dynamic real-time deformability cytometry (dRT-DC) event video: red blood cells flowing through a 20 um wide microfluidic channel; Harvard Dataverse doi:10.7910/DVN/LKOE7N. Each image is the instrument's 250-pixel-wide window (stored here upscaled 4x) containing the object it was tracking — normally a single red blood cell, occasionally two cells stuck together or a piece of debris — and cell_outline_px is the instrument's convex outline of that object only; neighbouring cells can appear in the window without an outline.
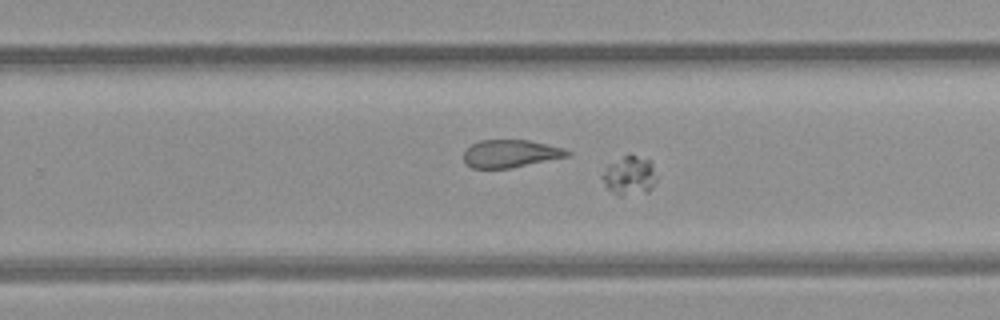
{"species": "common noctule bat (a hibernating species)", "species_latin": "Nyctalus noctula", "temperature_condition": "room temperature", "stored_images_in_passage": 56, "camera_frame_rate_fps": 3000, "um_per_image_px": 0.085, "animal": {"sex": "female", "body_mass_g": 21.9}, "frame": {"image": 1, "passage_image": 35, "time_ms": 11.333, "image_size_px": [1000, 320], "cell_outline_px": [[656, 180], [652, 188], [648, 192], [624, 196], [620, 196], [612, 192], [604, 184], [600, 176], [608, 164], [624, 156], [636, 156], [648, 160], [652, 164], [656, 176]], "centroid_in_image_um": [53.49, 14.96], "position_along_channel_um": 276.3, "area_um2": 12.25}}
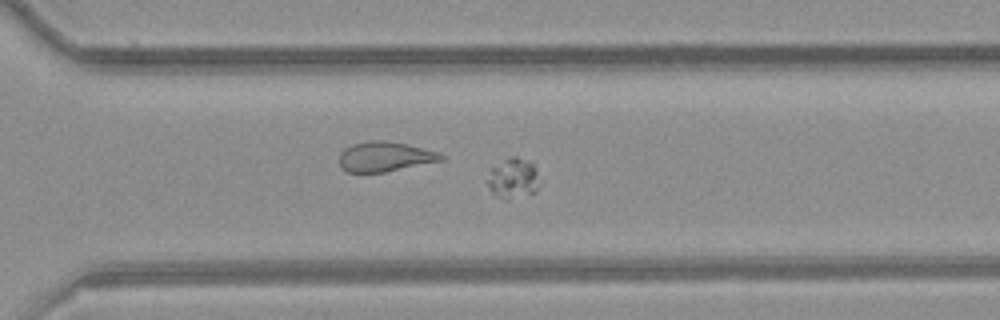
{"frame": {"image": 2, "passage_image": 39, "time_ms": 12.667, "image_size_px": [1000, 320], "cell_outline_px": [[536, 192], [508, 200], [504, 200], [496, 196], [488, 188], [484, 180], [492, 168], [508, 156], [516, 156], [528, 160], [536, 168]], "centroid_in_image_um": [43.54, 15.16], "position_along_channel_um": 327.1, "area_um2": 12.31}}
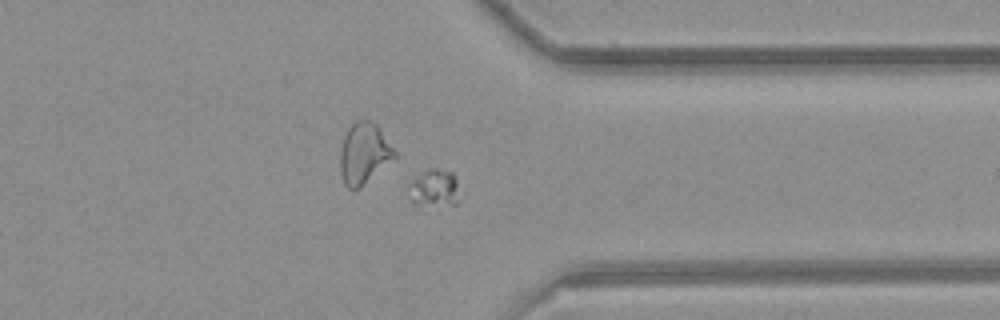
{"frame": {"image": 3, "passage_image": 43, "time_ms": 14.0, "image_size_px": [1000, 320], "cell_outline_px": [[460, 200], [456, 204], [412, 204], [408, 196], [412, 180], [424, 172], [432, 168], [436, 168], [452, 172], [456, 180]], "centroid_in_image_um": [36.93, 16.0], "position_along_channel_um": 374.5, "area_um2": 10.87}}